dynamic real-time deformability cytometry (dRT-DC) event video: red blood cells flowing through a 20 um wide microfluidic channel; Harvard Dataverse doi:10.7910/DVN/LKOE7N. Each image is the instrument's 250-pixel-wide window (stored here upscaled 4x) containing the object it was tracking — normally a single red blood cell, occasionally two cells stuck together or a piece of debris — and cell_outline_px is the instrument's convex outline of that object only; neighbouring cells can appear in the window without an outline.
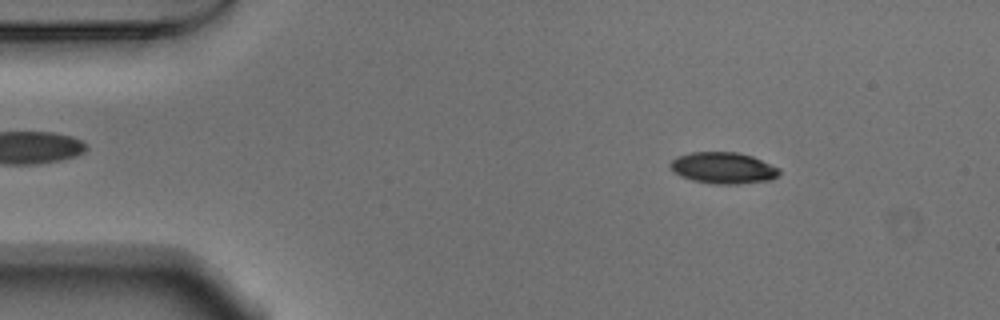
{"species": "Egyptian fruit bat (a non-hibernating species)", "species_latin": "Rousettus aegyptiacus", "temperature_condition": "warm", "stored_images_in_passage": 53, "camera_frame_rate_fps": 3000, "um_per_image_px": 0.085, "animal": {"sex": "male"}, "frame": {"image": 1, "passage_image": 7, "time_ms": 2.0, "image_size_px": [1000, 320], "cell_outline_px": [[780, 172], [772, 180], [736, 184], [712, 184], [692, 180], [680, 176], [668, 164], [676, 156], [692, 152], [736, 152], [752, 156], [780, 168]], "centroid_in_image_um": [61.47, 14.28], "position_along_channel_um": 23.5, "area_um2": 19.94}}
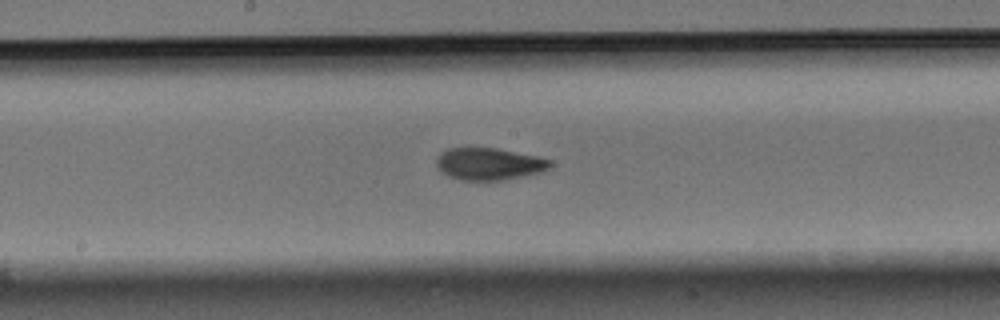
{"frame": {"image": 2, "passage_image": 27, "time_ms": 8.667, "image_size_px": [1000, 320], "cell_outline_px": [[552, 164], [548, 168], [540, 172], [504, 180], [460, 180], [448, 176], [440, 172], [436, 164], [436, 160], [440, 152], [448, 148], [496, 148], [540, 156], [552, 160]], "centroid_in_image_um": [41.56, 13.93], "position_along_channel_um": 206.6, "area_um2": 21.44}}
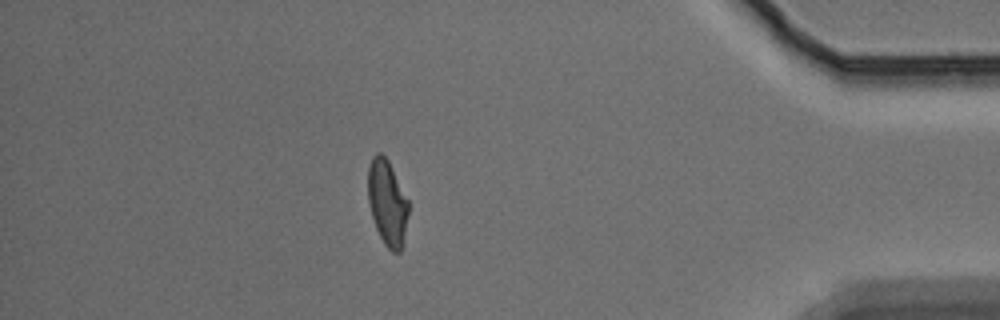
{"frame": {"image": 3, "passage_image": 46, "time_ms": 15.0, "image_size_px": [1000, 320], "cell_outline_px": [[408, 212], [400, 252], [392, 252], [384, 244], [376, 228], [372, 216], [368, 200], [368, 168], [372, 156], [376, 152], [380, 152], [388, 160], [408, 200]], "centroid_in_image_um": [32.9, 17.19], "position_along_channel_um": 402.3, "area_um2": 19.83}, "authors_computed_cell_mechanics": {"area_um2": 20.6346, "velocity_mm_per_s": 3.7722, "shape_relaxation_time_tau1_ms": 4.0626, "shape_relaxation_time_tau2_ms": 2.2361, "deformation_change_tau1": 0.1437, "deformation_change_tau2": 0.0725}}